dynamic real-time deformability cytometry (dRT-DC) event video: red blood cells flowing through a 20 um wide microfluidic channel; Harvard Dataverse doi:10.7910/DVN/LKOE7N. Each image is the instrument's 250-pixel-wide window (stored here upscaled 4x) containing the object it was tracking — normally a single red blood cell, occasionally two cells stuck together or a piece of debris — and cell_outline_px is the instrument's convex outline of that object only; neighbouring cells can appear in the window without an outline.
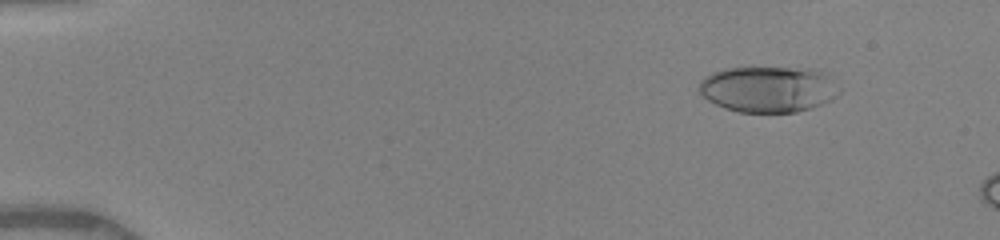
{"species": "human", "species_latin": "Homo sapiens", "temperature_condition": "warm", "stored_images_in_passage": 10, "camera_frame_rate_fps": 3000, "um_per_image_px": 0.085, "donor": {"sex": "female"}, "frame": {"image": 1, "passage_image": 5, "time_ms": 1.333, "image_size_px": [1000, 240], "cell_outline_px": [[840, 92], [836, 96], [812, 108], [796, 112], [740, 112], [716, 104], [708, 100], [700, 92], [700, 80], [704, 76], [712, 72], [724, 68], [812, 68], [832, 76], [840, 88]], "centroid_in_image_um": [65.34, 7.56], "position_along_channel_um": 19.7, "area_um2": 37.63}}